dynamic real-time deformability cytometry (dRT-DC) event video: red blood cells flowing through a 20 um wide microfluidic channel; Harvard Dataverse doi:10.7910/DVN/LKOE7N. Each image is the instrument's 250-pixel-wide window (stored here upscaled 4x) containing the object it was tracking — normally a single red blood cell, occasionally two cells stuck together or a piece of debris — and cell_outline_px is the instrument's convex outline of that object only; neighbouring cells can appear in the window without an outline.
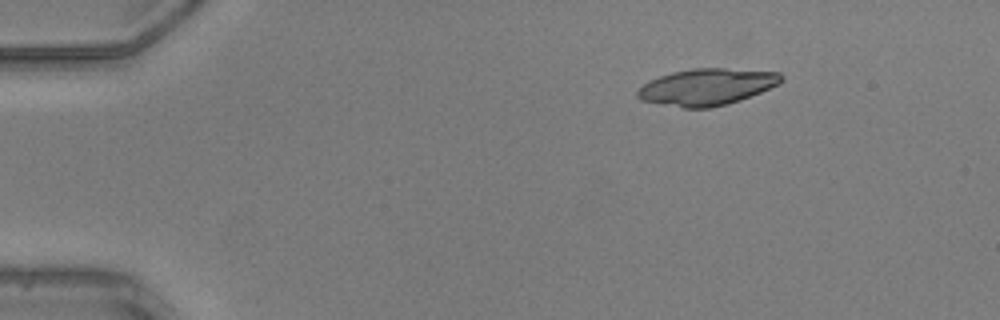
{"species": "common noctule bat (a hibernating species)", "species_latin": "Nyctalus noctula", "temperature_condition": "warm", "stored_images_in_passage": 42, "camera_frame_rate_fps": 3000, "um_per_image_px": 0.085, "animal": {"sex": "male", "body_mass_g": 20.5, "forearm_length_mm": 52.5}, "frame": {"image": 1, "passage_image": 1, "time_ms": 0.0, "image_size_px": [1000, 320], "cell_outline_px": [[784, 80], [760, 92], [740, 100], [728, 104], [712, 108], [684, 108], [640, 100], [636, 96], [636, 92], [644, 84], [660, 76], [672, 72], [692, 68], [724, 68], [780, 72], [784, 76]], "centroid_in_image_um": [60.08, 7.39], "position_along_channel_um": 24.9, "area_um2": 30.58}}